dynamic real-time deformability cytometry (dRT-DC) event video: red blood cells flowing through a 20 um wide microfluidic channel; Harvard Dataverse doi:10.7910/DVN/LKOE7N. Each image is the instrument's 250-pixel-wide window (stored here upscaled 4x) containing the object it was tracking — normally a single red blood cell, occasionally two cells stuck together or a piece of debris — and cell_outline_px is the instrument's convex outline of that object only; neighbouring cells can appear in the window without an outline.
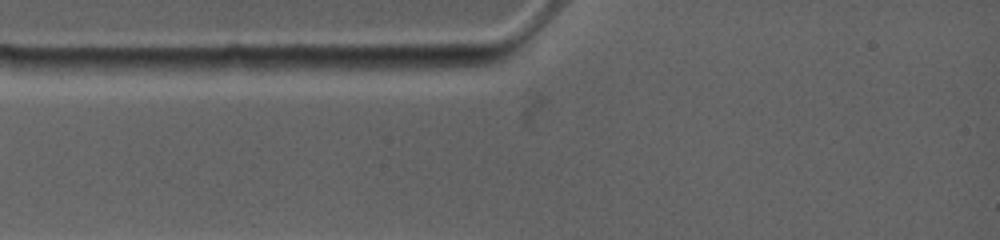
{"species": "common noctule bat (a hibernating species)", "species_latin": "Nyctalus noctula", "temperature_condition": "warm", "stored_images_in_passage": 3, "camera_frame_rate_fps": 4500, "um_per_image_px": 0.085, "animal": {"sex": "female", "body_mass_g": 19.0, "forearm_length_mm": 53.3}, "frame": {"image": 1, "passage_image": 1, "time_ms": 0.0, "image_size_px": [1000, 240], "cell_outline_px": [[492, 60], [488, 64], [400, 76], [340, 68], [328, 56], [484, 56]], "centroid_in_image_um": [34.61, 5.41], "position_along_channel_um": 50.4, "area_um2": 16.42}}